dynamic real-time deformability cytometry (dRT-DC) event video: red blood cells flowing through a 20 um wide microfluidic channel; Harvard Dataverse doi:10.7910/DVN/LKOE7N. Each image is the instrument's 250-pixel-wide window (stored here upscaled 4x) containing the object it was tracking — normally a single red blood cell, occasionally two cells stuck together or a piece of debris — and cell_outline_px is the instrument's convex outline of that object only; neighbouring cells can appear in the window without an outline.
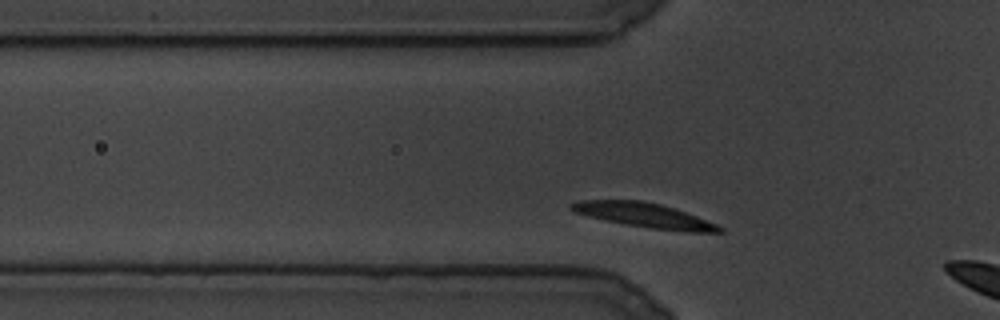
{"species": "common noctule bat (a hibernating species)", "species_latin": "Nyctalus noctula", "temperature_condition": "cold", "stored_images_in_passage": 8, "camera_frame_rate_fps": 3000, "um_per_image_px": 0.085, "animal": {"sex": "male", "body_mass_g": 19.5, "forearm_length_mm": 54.6}, "frame": {"image": 1, "passage_image": 2, "time_ms": 0.333, "image_size_px": [1000, 320], "cell_outline_px": [[724, 232], [688, 232], [648, 228], [588, 216], [572, 212], [568, 208], [572, 204], [580, 200], [640, 200], [660, 204], [696, 216], [716, 224], [724, 228]], "centroid_in_image_um": [54.77, 18.3], "position_along_channel_um": 71.0, "area_um2": 20.87}}